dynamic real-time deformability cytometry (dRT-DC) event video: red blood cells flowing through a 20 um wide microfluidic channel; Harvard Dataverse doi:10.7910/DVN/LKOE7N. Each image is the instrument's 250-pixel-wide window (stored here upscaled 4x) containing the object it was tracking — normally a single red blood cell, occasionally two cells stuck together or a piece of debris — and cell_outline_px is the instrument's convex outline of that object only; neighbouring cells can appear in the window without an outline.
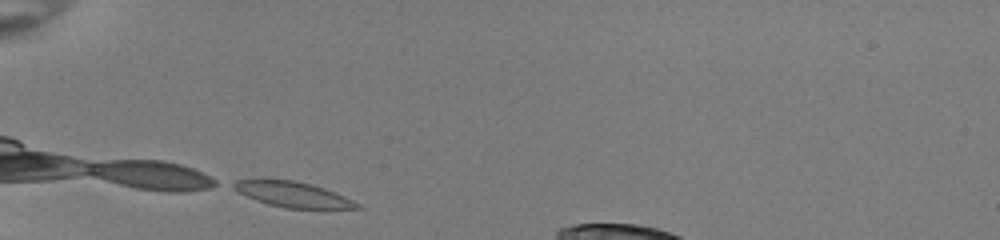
{"species": "common noctule bat (a hibernating species)", "species_latin": "Nyctalus noctula", "temperature_condition": "room temperature", "stored_images_in_passage": 27, "camera_frame_rate_fps": 3000, "um_per_image_px": 0.085, "animal": {"sex": "female", "body_mass_g": 22.0, "forearm_length_mm": 56.7}, "frame": {"image": 1, "passage_image": 1, "time_ms": 0.0, "image_size_px": [1000, 240], "cell_outline_px": [[360, 208], [288, 208], [268, 204], [256, 200], [240, 192], [228, 184], [236, 180], [292, 180], [308, 184], [344, 196], [352, 200]], "centroid_in_image_um": [24.81, 16.53], "position_along_channel_um": 60.2, "area_um2": 17.4}}
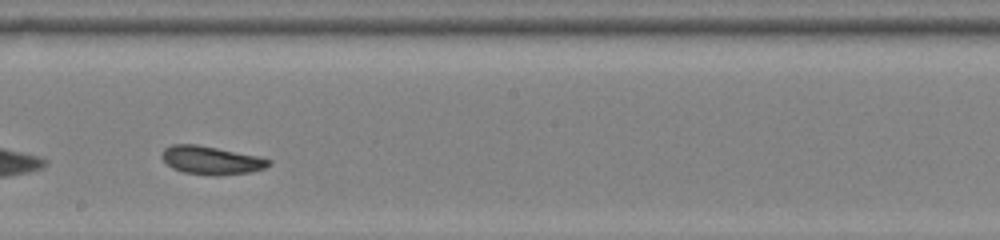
{"frame": {"image": 2, "passage_image": 15, "time_ms": 4.667, "image_size_px": [1000, 240], "cell_outline_px": [[272, 164], [264, 168], [248, 172], [220, 176], [212, 176], [184, 172], [172, 168], [160, 156], [164, 148], [172, 144], [196, 144], [256, 156], [272, 160]], "centroid_in_image_um": [17.93, 13.63], "position_along_channel_um": 230.3, "area_um2": 17.51}}
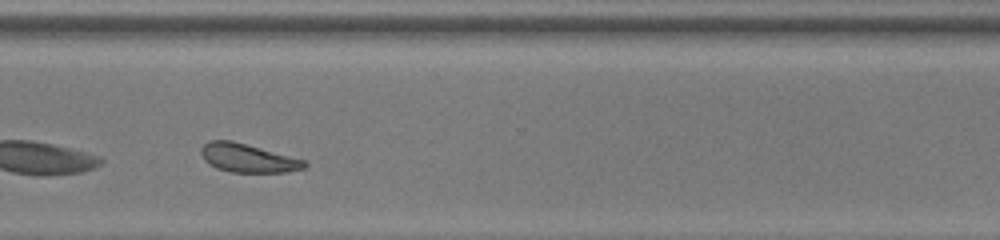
{"frame": {"image": 3, "passage_image": 24, "time_ms": 7.667, "image_size_px": [1000, 240], "cell_outline_px": [[308, 164], [304, 168], [284, 172], [232, 172], [216, 168], [204, 160], [200, 152], [200, 148], [208, 140], [232, 140], [304, 160]], "centroid_in_image_um": [21.02, 13.43], "position_along_channel_um": 349.6, "area_um2": 17.05}, "authors_computed_cell_mechanics": {"area_um2": 17.3978, "velocity_mm_per_s": 3.9555, "shape_relaxation_time_tau1_ms": 2.1106, "shape_relaxation_time_tau2_ms": 3.6795, "deformation_change_tau1": 0.0832, "deformation_change_tau2": 0.1059}}